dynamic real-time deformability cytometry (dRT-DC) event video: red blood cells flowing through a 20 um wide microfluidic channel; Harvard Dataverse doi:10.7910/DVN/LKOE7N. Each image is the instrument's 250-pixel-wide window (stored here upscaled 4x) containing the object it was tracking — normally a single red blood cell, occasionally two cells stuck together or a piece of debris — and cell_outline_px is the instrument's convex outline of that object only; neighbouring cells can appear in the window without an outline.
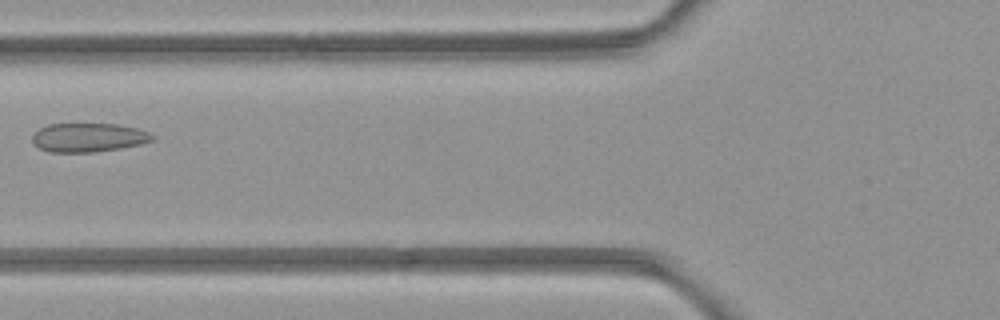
{"species": "common noctule bat (a hibernating species)", "species_latin": "Nyctalus noctula", "temperature_condition": "room temperature", "stored_images_in_passage": 3, "camera_frame_rate_fps": 3000, "um_per_image_px": 0.085, "animal": {"sex": "female", "body_mass_g": 21.9}, "frame": {"image": 1, "passage_image": 3, "time_ms": 2.333, "image_size_px": [1000, 320], "cell_outline_px": [[156, 136], [152, 140], [140, 144], [120, 148], [92, 152], [48, 152], [32, 144], [32, 136], [40, 128], [48, 124], [116, 124], [136, 128], [148, 132]], "centroid_in_image_um": [7.49, 11.69], "position_along_channel_um": 118.3, "area_um2": 20.11}}